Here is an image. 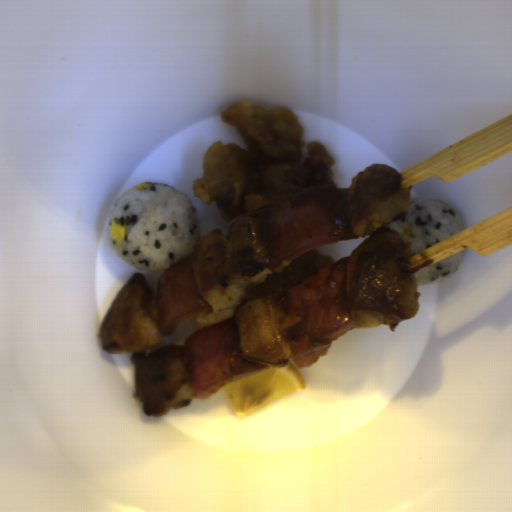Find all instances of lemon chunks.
Masks as SVG:
<instances>
[{"instance_id":"e0be4373","label":"lemon chunks","mask_w":512,"mask_h":512,"mask_svg":"<svg viewBox=\"0 0 512 512\" xmlns=\"http://www.w3.org/2000/svg\"><path fill=\"white\" fill-rule=\"evenodd\" d=\"M305 387V381L295 366L282 368L269 365L247 378L233 381L222 387L227 401L238 417L246 416Z\"/></svg>"}]
</instances>
